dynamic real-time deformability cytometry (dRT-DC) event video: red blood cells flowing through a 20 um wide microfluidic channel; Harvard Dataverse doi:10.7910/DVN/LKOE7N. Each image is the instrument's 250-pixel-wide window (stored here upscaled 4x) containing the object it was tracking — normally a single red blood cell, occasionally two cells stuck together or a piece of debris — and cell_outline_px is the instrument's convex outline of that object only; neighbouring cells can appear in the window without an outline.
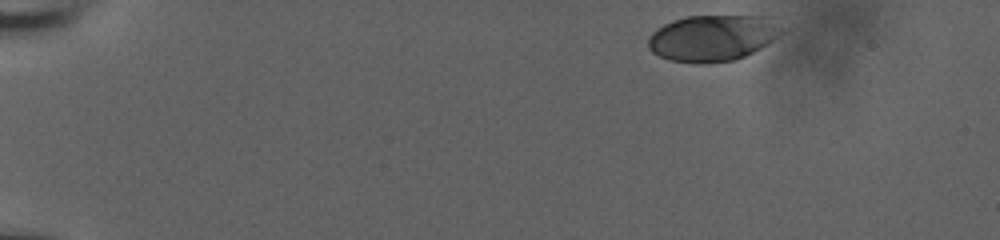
{"species": "human", "species_latin": "Homo sapiens", "temperature_condition": "room temperature", "stored_images_in_passage": 42, "camera_frame_rate_fps": 3000, "um_per_image_px": 0.085, "donor": {"sex": "male"}, "frame": {"image": 1, "passage_image": 1, "time_ms": 0.0, "image_size_px": [1000, 240], "cell_outline_px": [[788, 28], [780, 36], [768, 44], [744, 56], [732, 60], [668, 60], [652, 52], [648, 48], [648, 40], [652, 32], [656, 28], [672, 20], [688, 16], [772, 16]], "centroid_in_image_um": [60.67, 3.15], "position_along_channel_um": 24.3, "area_um2": 35.66}}
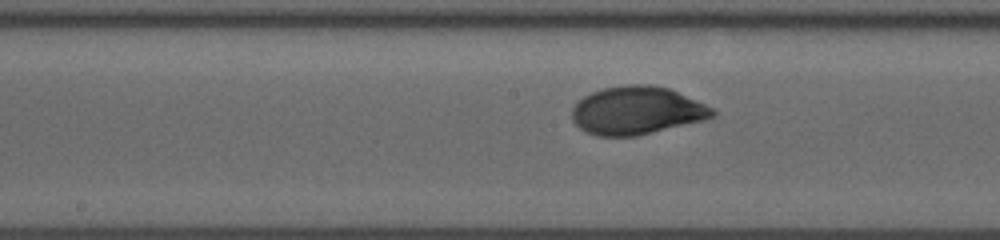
{"frame": {"image": 2, "passage_image": 24, "time_ms": 7.667, "image_size_px": [1000, 240], "cell_outline_px": [[716, 116], [704, 120], [636, 136], [596, 136], [580, 128], [572, 120], [572, 108], [584, 96], [592, 92], [604, 88], [624, 84], [648, 84], [668, 88], [704, 104], [712, 108], [716, 112]], "centroid_in_image_um": [54.11, 9.39], "position_along_channel_um": 194.1, "area_um2": 39.07}}
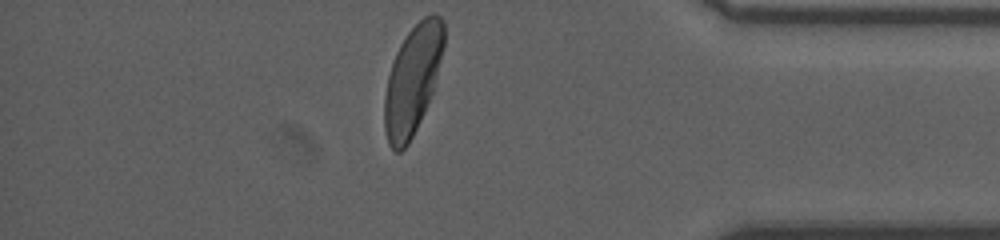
{"frame": {"image": 3, "passage_image": 42, "time_ms": 13.667, "image_size_px": [1000, 240], "cell_outline_px": [[444, 44], [432, 92], [424, 112], [408, 144], [400, 152], [396, 152], [388, 144], [384, 128], [384, 96], [388, 76], [396, 52], [400, 44], [408, 32], [424, 16], [432, 12], [436, 12], [444, 20]], "centroid_in_image_um": [35.06, 6.77], "position_along_channel_um": 400.1, "area_um2": 37.4}, "authors_computed_cell_mechanics": {"area_um2": 38.6971, "velocity_mm_per_s": 3.8267, "shape_relaxation_time_tau1_ms": 2.4005, "shape_relaxation_time_tau2_ms": null, "deformation_change_tau1": 0.1257, "deformation_change_tau2": null}}